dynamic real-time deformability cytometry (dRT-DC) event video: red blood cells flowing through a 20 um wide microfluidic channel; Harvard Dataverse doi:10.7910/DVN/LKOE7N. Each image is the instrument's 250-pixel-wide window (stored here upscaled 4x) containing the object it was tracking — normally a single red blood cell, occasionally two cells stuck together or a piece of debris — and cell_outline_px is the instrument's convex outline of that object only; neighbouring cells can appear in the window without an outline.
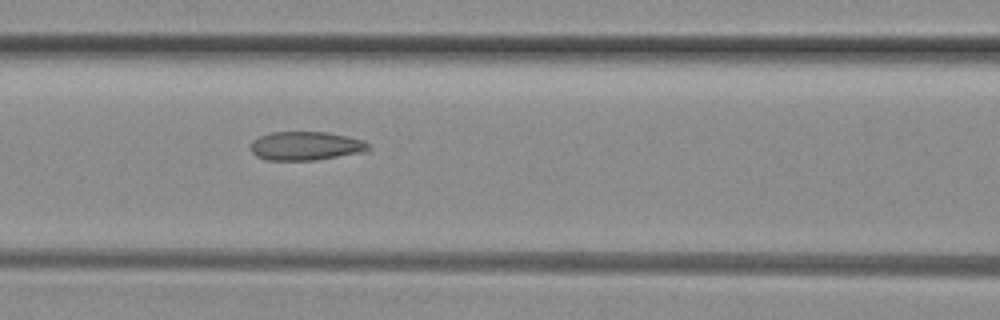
{"species": "common noctule bat (a hibernating species)", "species_latin": "Nyctalus noctula", "temperature_condition": "room temperature", "stored_images_in_passage": 6, "camera_frame_rate_fps": 3000, "um_per_image_px": 0.085, "animal": {"sex": "female", "body_mass_g": 29.2, "forearm_length_mm": 56.3}, "frame": {"image": 1, "passage_image": 6, "time_ms": 1.667, "image_size_px": [1000, 320], "cell_outline_px": [[372, 148], [368, 152], [316, 160], [264, 160], [256, 156], [252, 152], [252, 140], [260, 136], [272, 132], [328, 132], [364, 140]], "centroid_in_image_um": [26.04, 12.41], "position_along_channel_um": 140.6, "area_um2": 19.94}}